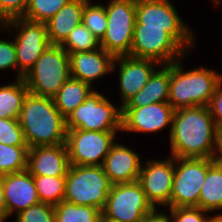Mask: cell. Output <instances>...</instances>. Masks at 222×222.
Masks as SVG:
<instances>
[{
    "label": "cell",
    "mask_w": 222,
    "mask_h": 222,
    "mask_svg": "<svg viewBox=\"0 0 222 222\" xmlns=\"http://www.w3.org/2000/svg\"><path fill=\"white\" fill-rule=\"evenodd\" d=\"M181 58L170 64L168 103L175 109L208 106L215 89L222 82V74L205 66L185 70Z\"/></svg>",
    "instance_id": "277c9868"
},
{
    "label": "cell",
    "mask_w": 222,
    "mask_h": 222,
    "mask_svg": "<svg viewBox=\"0 0 222 222\" xmlns=\"http://www.w3.org/2000/svg\"><path fill=\"white\" fill-rule=\"evenodd\" d=\"M155 210L135 181L111 185L102 215L119 222H142Z\"/></svg>",
    "instance_id": "30bf717a"
},
{
    "label": "cell",
    "mask_w": 222,
    "mask_h": 222,
    "mask_svg": "<svg viewBox=\"0 0 222 222\" xmlns=\"http://www.w3.org/2000/svg\"><path fill=\"white\" fill-rule=\"evenodd\" d=\"M33 181L40 202L55 206L64 200L66 176L33 175Z\"/></svg>",
    "instance_id": "4316f807"
},
{
    "label": "cell",
    "mask_w": 222,
    "mask_h": 222,
    "mask_svg": "<svg viewBox=\"0 0 222 222\" xmlns=\"http://www.w3.org/2000/svg\"><path fill=\"white\" fill-rule=\"evenodd\" d=\"M169 132L173 157L216 158L222 144L208 106L175 110Z\"/></svg>",
    "instance_id": "6da1fadb"
},
{
    "label": "cell",
    "mask_w": 222,
    "mask_h": 222,
    "mask_svg": "<svg viewBox=\"0 0 222 222\" xmlns=\"http://www.w3.org/2000/svg\"><path fill=\"white\" fill-rule=\"evenodd\" d=\"M28 146L0 143V176L27 169Z\"/></svg>",
    "instance_id": "83f0119b"
},
{
    "label": "cell",
    "mask_w": 222,
    "mask_h": 222,
    "mask_svg": "<svg viewBox=\"0 0 222 222\" xmlns=\"http://www.w3.org/2000/svg\"><path fill=\"white\" fill-rule=\"evenodd\" d=\"M99 222H119V221L112 220V219H109V218L101 215Z\"/></svg>",
    "instance_id": "7bdbcfd3"
},
{
    "label": "cell",
    "mask_w": 222,
    "mask_h": 222,
    "mask_svg": "<svg viewBox=\"0 0 222 222\" xmlns=\"http://www.w3.org/2000/svg\"><path fill=\"white\" fill-rule=\"evenodd\" d=\"M12 30L18 31L14 35L13 42L18 65V79H20L33 67L51 43L45 23L17 17L9 20L7 32H12Z\"/></svg>",
    "instance_id": "8fae6325"
},
{
    "label": "cell",
    "mask_w": 222,
    "mask_h": 222,
    "mask_svg": "<svg viewBox=\"0 0 222 222\" xmlns=\"http://www.w3.org/2000/svg\"><path fill=\"white\" fill-rule=\"evenodd\" d=\"M16 215V222H55V206L40 202Z\"/></svg>",
    "instance_id": "1f68e13d"
},
{
    "label": "cell",
    "mask_w": 222,
    "mask_h": 222,
    "mask_svg": "<svg viewBox=\"0 0 222 222\" xmlns=\"http://www.w3.org/2000/svg\"><path fill=\"white\" fill-rule=\"evenodd\" d=\"M69 167L66 144L28 148L27 170L31 175L66 176Z\"/></svg>",
    "instance_id": "ac0fdd59"
},
{
    "label": "cell",
    "mask_w": 222,
    "mask_h": 222,
    "mask_svg": "<svg viewBox=\"0 0 222 222\" xmlns=\"http://www.w3.org/2000/svg\"><path fill=\"white\" fill-rule=\"evenodd\" d=\"M70 77L69 54L60 45H50L23 80L29 93L53 98Z\"/></svg>",
    "instance_id": "5b68a950"
},
{
    "label": "cell",
    "mask_w": 222,
    "mask_h": 222,
    "mask_svg": "<svg viewBox=\"0 0 222 222\" xmlns=\"http://www.w3.org/2000/svg\"><path fill=\"white\" fill-rule=\"evenodd\" d=\"M29 0H0V12L8 19L22 17Z\"/></svg>",
    "instance_id": "8d00e7d4"
},
{
    "label": "cell",
    "mask_w": 222,
    "mask_h": 222,
    "mask_svg": "<svg viewBox=\"0 0 222 222\" xmlns=\"http://www.w3.org/2000/svg\"><path fill=\"white\" fill-rule=\"evenodd\" d=\"M28 148L66 143V119L53 98L28 92L18 118Z\"/></svg>",
    "instance_id": "7a4b0ae2"
},
{
    "label": "cell",
    "mask_w": 222,
    "mask_h": 222,
    "mask_svg": "<svg viewBox=\"0 0 222 222\" xmlns=\"http://www.w3.org/2000/svg\"><path fill=\"white\" fill-rule=\"evenodd\" d=\"M28 92L23 78L0 86V118L18 119Z\"/></svg>",
    "instance_id": "d4e9b609"
},
{
    "label": "cell",
    "mask_w": 222,
    "mask_h": 222,
    "mask_svg": "<svg viewBox=\"0 0 222 222\" xmlns=\"http://www.w3.org/2000/svg\"><path fill=\"white\" fill-rule=\"evenodd\" d=\"M208 222H222V214H216L213 217L211 216Z\"/></svg>",
    "instance_id": "60d3db41"
},
{
    "label": "cell",
    "mask_w": 222,
    "mask_h": 222,
    "mask_svg": "<svg viewBox=\"0 0 222 222\" xmlns=\"http://www.w3.org/2000/svg\"><path fill=\"white\" fill-rule=\"evenodd\" d=\"M8 218L6 205L4 201L3 190L1 186V176H0V221L4 222Z\"/></svg>",
    "instance_id": "f35d334b"
},
{
    "label": "cell",
    "mask_w": 222,
    "mask_h": 222,
    "mask_svg": "<svg viewBox=\"0 0 222 222\" xmlns=\"http://www.w3.org/2000/svg\"><path fill=\"white\" fill-rule=\"evenodd\" d=\"M67 129L122 132V108L94 89L67 118Z\"/></svg>",
    "instance_id": "52a82bcc"
},
{
    "label": "cell",
    "mask_w": 222,
    "mask_h": 222,
    "mask_svg": "<svg viewBox=\"0 0 222 222\" xmlns=\"http://www.w3.org/2000/svg\"><path fill=\"white\" fill-rule=\"evenodd\" d=\"M222 0H212V2H214V4L216 5H221V2Z\"/></svg>",
    "instance_id": "ee69618b"
},
{
    "label": "cell",
    "mask_w": 222,
    "mask_h": 222,
    "mask_svg": "<svg viewBox=\"0 0 222 222\" xmlns=\"http://www.w3.org/2000/svg\"><path fill=\"white\" fill-rule=\"evenodd\" d=\"M142 222H171L168 214L155 210L152 214L146 216Z\"/></svg>",
    "instance_id": "74e56055"
},
{
    "label": "cell",
    "mask_w": 222,
    "mask_h": 222,
    "mask_svg": "<svg viewBox=\"0 0 222 222\" xmlns=\"http://www.w3.org/2000/svg\"><path fill=\"white\" fill-rule=\"evenodd\" d=\"M9 68H15L17 70L15 79H18V65L14 42L13 40L0 39V70L5 71Z\"/></svg>",
    "instance_id": "e575fe53"
},
{
    "label": "cell",
    "mask_w": 222,
    "mask_h": 222,
    "mask_svg": "<svg viewBox=\"0 0 222 222\" xmlns=\"http://www.w3.org/2000/svg\"><path fill=\"white\" fill-rule=\"evenodd\" d=\"M0 143L10 146H27L18 119L0 118Z\"/></svg>",
    "instance_id": "d6a6232c"
},
{
    "label": "cell",
    "mask_w": 222,
    "mask_h": 222,
    "mask_svg": "<svg viewBox=\"0 0 222 222\" xmlns=\"http://www.w3.org/2000/svg\"><path fill=\"white\" fill-rule=\"evenodd\" d=\"M111 185L102 166L70 165L66 175L64 200L102 211Z\"/></svg>",
    "instance_id": "8992f818"
},
{
    "label": "cell",
    "mask_w": 222,
    "mask_h": 222,
    "mask_svg": "<svg viewBox=\"0 0 222 222\" xmlns=\"http://www.w3.org/2000/svg\"><path fill=\"white\" fill-rule=\"evenodd\" d=\"M88 83L70 77L53 97L58 111L66 119L94 90Z\"/></svg>",
    "instance_id": "603a6c76"
},
{
    "label": "cell",
    "mask_w": 222,
    "mask_h": 222,
    "mask_svg": "<svg viewBox=\"0 0 222 222\" xmlns=\"http://www.w3.org/2000/svg\"><path fill=\"white\" fill-rule=\"evenodd\" d=\"M88 0L85 4L82 24L86 26L90 32L101 41L107 30V16L105 5L91 3Z\"/></svg>",
    "instance_id": "4dcf8cb0"
},
{
    "label": "cell",
    "mask_w": 222,
    "mask_h": 222,
    "mask_svg": "<svg viewBox=\"0 0 222 222\" xmlns=\"http://www.w3.org/2000/svg\"><path fill=\"white\" fill-rule=\"evenodd\" d=\"M166 160L150 159L142 164L138 182L147 200L157 210V205L171 208L174 179V157Z\"/></svg>",
    "instance_id": "4fadbf2b"
},
{
    "label": "cell",
    "mask_w": 222,
    "mask_h": 222,
    "mask_svg": "<svg viewBox=\"0 0 222 222\" xmlns=\"http://www.w3.org/2000/svg\"><path fill=\"white\" fill-rule=\"evenodd\" d=\"M102 211L63 200L55 205V222H99Z\"/></svg>",
    "instance_id": "484cf974"
},
{
    "label": "cell",
    "mask_w": 222,
    "mask_h": 222,
    "mask_svg": "<svg viewBox=\"0 0 222 222\" xmlns=\"http://www.w3.org/2000/svg\"><path fill=\"white\" fill-rule=\"evenodd\" d=\"M68 54L97 50L100 48V41L90 30L80 24L76 26L65 41L60 45Z\"/></svg>",
    "instance_id": "f1b7e54d"
},
{
    "label": "cell",
    "mask_w": 222,
    "mask_h": 222,
    "mask_svg": "<svg viewBox=\"0 0 222 222\" xmlns=\"http://www.w3.org/2000/svg\"><path fill=\"white\" fill-rule=\"evenodd\" d=\"M175 109L168 102L122 108V132L156 133L172 125Z\"/></svg>",
    "instance_id": "9a60e30c"
},
{
    "label": "cell",
    "mask_w": 222,
    "mask_h": 222,
    "mask_svg": "<svg viewBox=\"0 0 222 222\" xmlns=\"http://www.w3.org/2000/svg\"><path fill=\"white\" fill-rule=\"evenodd\" d=\"M168 209L171 222H208L211 218L210 214H207L209 212L199 207H175Z\"/></svg>",
    "instance_id": "836d02e7"
},
{
    "label": "cell",
    "mask_w": 222,
    "mask_h": 222,
    "mask_svg": "<svg viewBox=\"0 0 222 222\" xmlns=\"http://www.w3.org/2000/svg\"><path fill=\"white\" fill-rule=\"evenodd\" d=\"M116 136L117 132L67 129L65 144L70 165L102 166Z\"/></svg>",
    "instance_id": "7c38bea8"
},
{
    "label": "cell",
    "mask_w": 222,
    "mask_h": 222,
    "mask_svg": "<svg viewBox=\"0 0 222 222\" xmlns=\"http://www.w3.org/2000/svg\"><path fill=\"white\" fill-rule=\"evenodd\" d=\"M216 158L174 157L171 208L199 207V194L207 170Z\"/></svg>",
    "instance_id": "9c48e42d"
},
{
    "label": "cell",
    "mask_w": 222,
    "mask_h": 222,
    "mask_svg": "<svg viewBox=\"0 0 222 222\" xmlns=\"http://www.w3.org/2000/svg\"><path fill=\"white\" fill-rule=\"evenodd\" d=\"M141 166L142 160L137 152L117 142L111 146L102 165L112 185L138 181Z\"/></svg>",
    "instance_id": "e0dca14e"
},
{
    "label": "cell",
    "mask_w": 222,
    "mask_h": 222,
    "mask_svg": "<svg viewBox=\"0 0 222 222\" xmlns=\"http://www.w3.org/2000/svg\"><path fill=\"white\" fill-rule=\"evenodd\" d=\"M119 67V88L122 108L148 82L152 74L162 66L157 61L132 56L115 57L112 72Z\"/></svg>",
    "instance_id": "5bb4252c"
},
{
    "label": "cell",
    "mask_w": 222,
    "mask_h": 222,
    "mask_svg": "<svg viewBox=\"0 0 222 222\" xmlns=\"http://www.w3.org/2000/svg\"><path fill=\"white\" fill-rule=\"evenodd\" d=\"M216 159H217V160L219 161V163L222 165V144H221L220 149L218 150Z\"/></svg>",
    "instance_id": "b9f144b4"
},
{
    "label": "cell",
    "mask_w": 222,
    "mask_h": 222,
    "mask_svg": "<svg viewBox=\"0 0 222 222\" xmlns=\"http://www.w3.org/2000/svg\"><path fill=\"white\" fill-rule=\"evenodd\" d=\"M169 87L170 64L162 65L152 74L143 88L122 108H140L152 103L168 102Z\"/></svg>",
    "instance_id": "7402d4cb"
},
{
    "label": "cell",
    "mask_w": 222,
    "mask_h": 222,
    "mask_svg": "<svg viewBox=\"0 0 222 222\" xmlns=\"http://www.w3.org/2000/svg\"><path fill=\"white\" fill-rule=\"evenodd\" d=\"M208 108L213 117V120L215 121L219 136L222 139V82L215 89Z\"/></svg>",
    "instance_id": "d590c367"
},
{
    "label": "cell",
    "mask_w": 222,
    "mask_h": 222,
    "mask_svg": "<svg viewBox=\"0 0 222 222\" xmlns=\"http://www.w3.org/2000/svg\"><path fill=\"white\" fill-rule=\"evenodd\" d=\"M114 60L115 57L101 47L97 50L71 53V77L92 86L95 80L112 73Z\"/></svg>",
    "instance_id": "d6986e66"
},
{
    "label": "cell",
    "mask_w": 222,
    "mask_h": 222,
    "mask_svg": "<svg viewBox=\"0 0 222 222\" xmlns=\"http://www.w3.org/2000/svg\"><path fill=\"white\" fill-rule=\"evenodd\" d=\"M107 30L100 47L114 57L130 55L133 41L136 0H110L105 5Z\"/></svg>",
    "instance_id": "ba28073f"
},
{
    "label": "cell",
    "mask_w": 222,
    "mask_h": 222,
    "mask_svg": "<svg viewBox=\"0 0 222 222\" xmlns=\"http://www.w3.org/2000/svg\"><path fill=\"white\" fill-rule=\"evenodd\" d=\"M1 186L9 217L15 211L18 214L20 211L40 203L33 175L27 169L1 175Z\"/></svg>",
    "instance_id": "2e32d148"
},
{
    "label": "cell",
    "mask_w": 222,
    "mask_h": 222,
    "mask_svg": "<svg viewBox=\"0 0 222 222\" xmlns=\"http://www.w3.org/2000/svg\"><path fill=\"white\" fill-rule=\"evenodd\" d=\"M9 20L0 12V30L4 32L8 29ZM4 29V30H3Z\"/></svg>",
    "instance_id": "ab89813d"
},
{
    "label": "cell",
    "mask_w": 222,
    "mask_h": 222,
    "mask_svg": "<svg viewBox=\"0 0 222 222\" xmlns=\"http://www.w3.org/2000/svg\"><path fill=\"white\" fill-rule=\"evenodd\" d=\"M88 0H70L46 24L51 45H61L71 31L82 24V15Z\"/></svg>",
    "instance_id": "44dd1931"
},
{
    "label": "cell",
    "mask_w": 222,
    "mask_h": 222,
    "mask_svg": "<svg viewBox=\"0 0 222 222\" xmlns=\"http://www.w3.org/2000/svg\"><path fill=\"white\" fill-rule=\"evenodd\" d=\"M199 208L209 213L222 210V165L217 159L207 170L199 194Z\"/></svg>",
    "instance_id": "cb8c5ba5"
},
{
    "label": "cell",
    "mask_w": 222,
    "mask_h": 222,
    "mask_svg": "<svg viewBox=\"0 0 222 222\" xmlns=\"http://www.w3.org/2000/svg\"><path fill=\"white\" fill-rule=\"evenodd\" d=\"M70 0H29L23 18L34 22H47Z\"/></svg>",
    "instance_id": "f546056e"
},
{
    "label": "cell",
    "mask_w": 222,
    "mask_h": 222,
    "mask_svg": "<svg viewBox=\"0 0 222 222\" xmlns=\"http://www.w3.org/2000/svg\"><path fill=\"white\" fill-rule=\"evenodd\" d=\"M135 24L154 28H189L170 0H136Z\"/></svg>",
    "instance_id": "ffe728a7"
},
{
    "label": "cell",
    "mask_w": 222,
    "mask_h": 222,
    "mask_svg": "<svg viewBox=\"0 0 222 222\" xmlns=\"http://www.w3.org/2000/svg\"><path fill=\"white\" fill-rule=\"evenodd\" d=\"M191 28H154L135 24L130 55L168 65L184 58L196 43Z\"/></svg>",
    "instance_id": "3957f363"
}]
</instances>
